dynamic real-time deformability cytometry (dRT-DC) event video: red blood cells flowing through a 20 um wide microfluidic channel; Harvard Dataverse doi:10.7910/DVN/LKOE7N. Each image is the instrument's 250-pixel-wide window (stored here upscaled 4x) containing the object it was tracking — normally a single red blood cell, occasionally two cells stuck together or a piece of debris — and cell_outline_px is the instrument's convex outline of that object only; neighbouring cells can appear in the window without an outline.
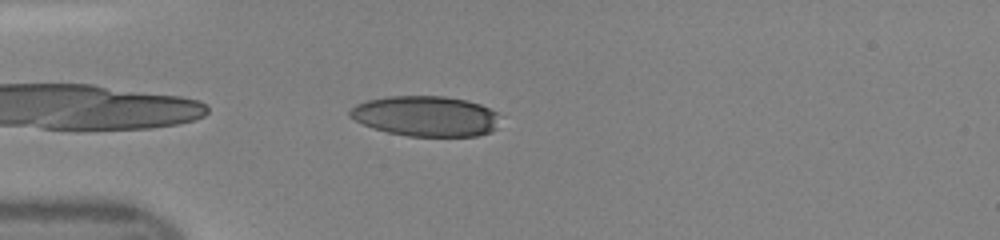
{"species": "human", "species_latin": "Homo sapiens", "temperature_condition": "room temperature", "stored_images_in_passage": 36, "camera_frame_rate_fps": 3000, "um_per_image_px": 0.085, "donor": {"sex": "female"}, "frame": {"image": 1, "passage_image": 2, "time_ms": 0.333, "image_size_px": [1000, 240], "cell_outline_px": [[496, 128], [488, 132], [476, 136], [408, 136], [388, 132], [372, 128], [348, 116], [348, 112], [356, 104], [368, 100], [388, 96], [444, 96], [468, 100], [480, 104], [496, 112]], "centroid_in_image_um": [36.16, 9.86], "position_along_channel_um": 48.8, "area_um2": 35.08}}
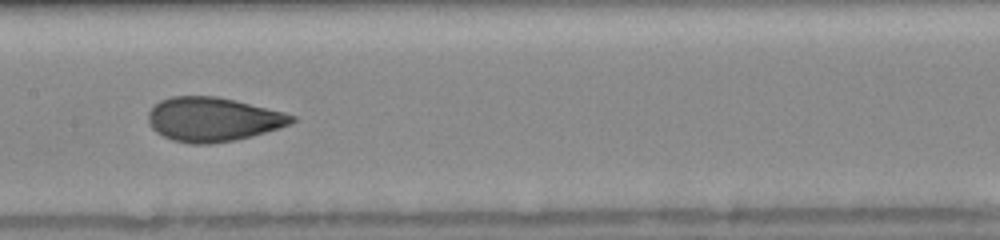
{"frame": {"image": 2, "passage_image": 13, "time_ms": 4.0, "image_size_px": [1000, 240], "cell_outline_px": [[296, 120], [292, 124], [252, 136], [236, 140], [212, 144], [192, 144], [172, 140], [156, 132], [148, 124], [148, 112], [160, 100], [172, 96], [216, 96], [236, 100], [284, 112], [296, 116]], "centroid_in_image_um": [18.11, 10.15], "position_along_channel_um": 189.3, "area_um2": 37.11}}
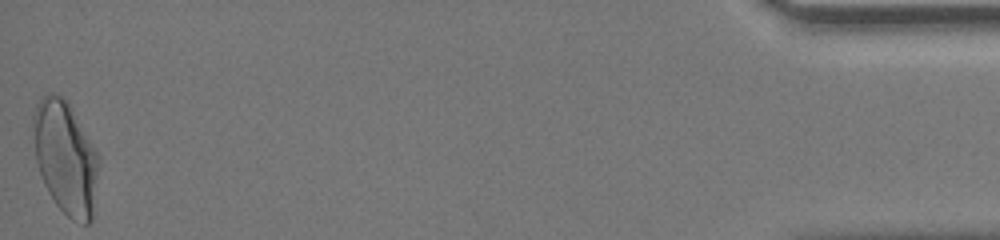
{"frame": {"image": 3, "passage_image": 36, "time_ms": 11.667, "image_size_px": [1000, 240], "cell_outline_px": [[100, 160], [92, 220], [88, 224], [84, 224], [72, 220], [56, 204], [48, 192], [44, 184], [36, 160], [32, 120], [32, 116], [36, 104], [48, 92], [52, 92], [68, 100], [100, 156]], "centroid_in_image_um": [5.59, 13.37], "position_along_channel_um": 429.6, "area_um2": 43.47}}